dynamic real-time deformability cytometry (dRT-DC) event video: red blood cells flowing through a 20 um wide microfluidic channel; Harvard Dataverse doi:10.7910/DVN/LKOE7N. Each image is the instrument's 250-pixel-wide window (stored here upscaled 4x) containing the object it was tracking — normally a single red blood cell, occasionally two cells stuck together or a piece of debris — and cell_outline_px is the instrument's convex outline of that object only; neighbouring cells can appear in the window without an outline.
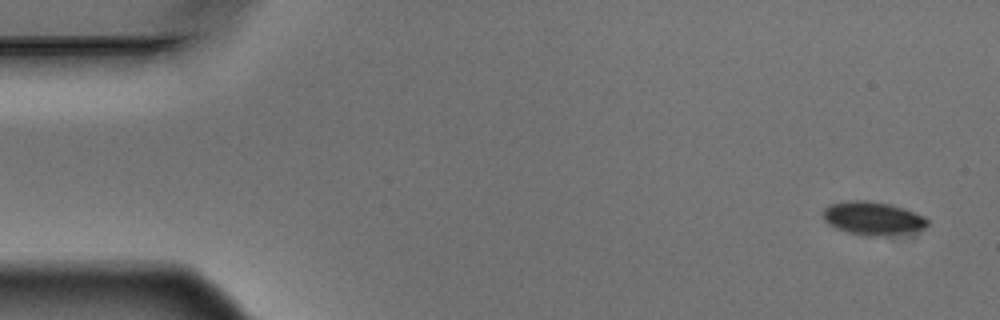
{"species": "Egyptian fruit bat (a non-hibernating species)", "species_latin": "Rousettus aegyptiacus", "temperature_condition": "warm", "stored_images_in_passage": 4, "camera_frame_rate_fps": 3000, "um_per_image_px": 0.085, "animal": {"sex": "male"}, "frame": {"image": 1, "passage_image": 1, "time_ms": 0.0, "image_size_px": [1000, 320], "cell_outline_px": [[928, 224], [920, 232], [884, 236], [864, 236], [848, 232], [836, 228], [828, 224], [824, 220], [824, 208], [828, 204], [848, 200], [868, 200], [888, 204], [904, 208], [924, 216], [928, 220]], "centroid_in_image_um": [74.22, 18.57], "position_along_channel_um": 10.8, "area_um2": 20.63}}
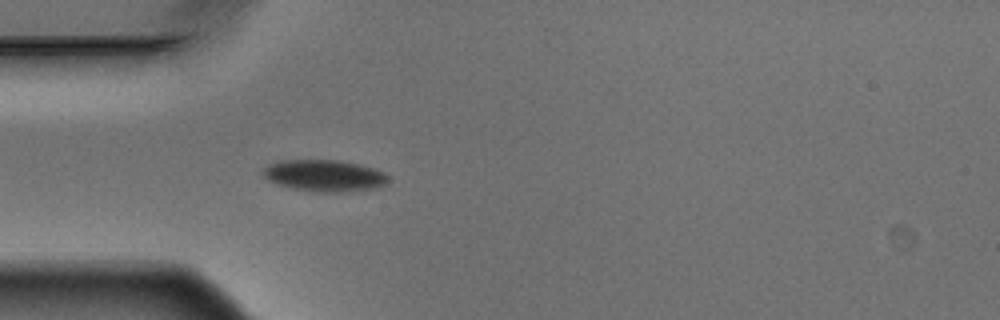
{"frame": {"image": 2, "passage_image": 4, "time_ms": 1.0, "image_size_px": [1000, 320], "cell_outline_px": [[388, 180], [384, 184], [376, 188], [340, 192], [320, 192], [292, 188], [268, 180], [264, 176], [264, 168], [268, 164], [280, 160], [340, 160], [360, 164], [384, 172], [388, 176]], "centroid_in_image_um": [27.58, 14.91], "position_along_channel_um": 57.4, "area_um2": 22.89}}